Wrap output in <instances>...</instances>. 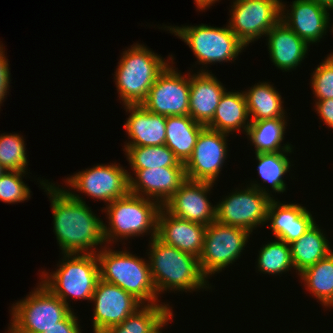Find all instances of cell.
I'll return each instance as SVG.
<instances>
[{"label": "cell", "mask_w": 333, "mask_h": 333, "mask_svg": "<svg viewBox=\"0 0 333 333\" xmlns=\"http://www.w3.org/2000/svg\"><path fill=\"white\" fill-rule=\"evenodd\" d=\"M39 183L51 202L53 232L61 253L96 254L101 250L106 245L104 221L94 214L81 195L69 194L64 187L46 179H40Z\"/></svg>", "instance_id": "1"}, {"label": "cell", "mask_w": 333, "mask_h": 333, "mask_svg": "<svg viewBox=\"0 0 333 333\" xmlns=\"http://www.w3.org/2000/svg\"><path fill=\"white\" fill-rule=\"evenodd\" d=\"M150 271L158 297L170 291L194 292L211 288L203 275L199 258L167 245L157 237L149 240Z\"/></svg>", "instance_id": "2"}, {"label": "cell", "mask_w": 333, "mask_h": 333, "mask_svg": "<svg viewBox=\"0 0 333 333\" xmlns=\"http://www.w3.org/2000/svg\"><path fill=\"white\" fill-rule=\"evenodd\" d=\"M147 46L134 43L121 54L114 79L119 99L124 105H139L147 97L158 76L171 64Z\"/></svg>", "instance_id": "3"}, {"label": "cell", "mask_w": 333, "mask_h": 333, "mask_svg": "<svg viewBox=\"0 0 333 333\" xmlns=\"http://www.w3.org/2000/svg\"><path fill=\"white\" fill-rule=\"evenodd\" d=\"M96 255L101 280L121 287L142 304H161L148 259L137 256L126 248L117 251L108 245Z\"/></svg>", "instance_id": "4"}, {"label": "cell", "mask_w": 333, "mask_h": 333, "mask_svg": "<svg viewBox=\"0 0 333 333\" xmlns=\"http://www.w3.org/2000/svg\"><path fill=\"white\" fill-rule=\"evenodd\" d=\"M161 205L148 198L132 193L113 200L103 211L108 225L103 223L104 240L108 246L128 238L157 235V218ZM119 240V241H118Z\"/></svg>", "instance_id": "5"}, {"label": "cell", "mask_w": 333, "mask_h": 333, "mask_svg": "<svg viewBox=\"0 0 333 333\" xmlns=\"http://www.w3.org/2000/svg\"><path fill=\"white\" fill-rule=\"evenodd\" d=\"M62 255L56 271H41L40 282L72 309L70 299L91 301L100 280L99 263L96 254Z\"/></svg>", "instance_id": "6"}, {"label": "cell", "mask_w": 333, "mask_h": 333, "mask_svg": "<svg viewBox=\"0 0 333 333\" xmlns=\"http://www.w3.org/2000/svg\"><path fill=\"white\" fill-rule=\"evenodd\" d=\"M163 26L164 30L167 29L166 31L182 39L193 51L197 58L195 68L197 64L204 67H200L197 72H210L206 66L209 64L235 62L238 55L247 48L231 31L229 25L214 27L202 23L195 26Z\"/></svg>", "instance_id": "7"}, {"label": "cell", "mask_w": 333, "mask_h": 333, "mask_svg": "<svg viewBox=\"0 0 333 333\" xmlns=\"http://www.w3.org/2000/svg\"><path fill=\"white\" fill-rule=\"evenodd\" d=\"M37 284L24 299L12 304L8 333H43L73 310L40 281Z\"/></svg>", "instance_id": "8"}, {"label": "cell", "mask_w": 333, "mask_h": 333, "mask_svg": "<svg viewBox=\"0 0 333 333\" xmlns=\"http://www.w3.org/2000/svg\"><path fill=\"white\" fill-rule=\"evenodd\" d=\"M250 235L243 228L211 222L206 227L203 250L199 257L203 275L210 279L234 264L245 250Z\"/></svg>", "instance_id": "9"}, {"label": "cell", "mask_w": 333, "mask_h": 333, "mask_svg": "<svg viewBox=\"0 0 333 333\" xmlns=\"http://www.w3.org/2000/svg\"><path fill=\"white\" fill-rule=\"evenodd\" d=\"M128 173V170L116 162L114 164H97L68 176L63 182L69 188L65 187L64 189L69 194L84 193L93 199L107 202L106 205H108L113 200L129 193Z\"/></svg>", "instance_id": "10"}, {"label": "cell", "mask_w": 333, "mask_h": 333, "mask_svg": "<svg viewBox=\"0 0 333 333\" xmlns=\"http://www.w3.org/2000/svg\"><path fill=\"white\" fill-rule=\"evenodd\" d=\"M234 190L215 204L216 221L243 228L253 234L257 227L266 225L267 211L272 199L249 185Z\"/></svg>", "instance_id": "11"}, {"label": "cell", "mask_w": 333, "mask_h": 333, "mask_svg": "<svg viewBox=\"0 0 333 333\" xmlns=\"http://www.w3.org/2000/svg\"><path fill=\"white\" fill-rule=\"evenodd\" d=\"M281 2L282 0H233L228 23L231 31L246 47L265 37L281 19Z\"/></svg>", "instance_id": "12"}, {"label": "cell", "mask_w": 333, "mask_h": 333, "mask_svg": "<svg viewBox=\"0 0 333 333\" xmlns=\"http://www.w3.org/2000/svg\"><path fill=\"white\" fill-rule=\"evenodd\" d=\"M173 64L158 76L141 105L163 116L189 115L190 72L183 75Z\"/></svg>", "instance_id": "13"}, {"label": "cell", "mask_w": 333, "mask_h": 333, "mask_svg": "<svg viewBox=\"0 0 333 333\" xmlns=\"http://www.w3.org/2000/svg\"><path fill=\"white\" fill-rule=\"evenodd\" d=\"M229 134L204 127L184 164L186 179L216 183L228 156Z\"/></svg>", "instance_id": "14"}, {"label": "cell", "mask_w": 333, "mask_h": 333, "mask_svg": "<svg viewBox=\"0 0 333 333\" xmlns=\"http://www.w3.org/2000/svg\"><path fill=\"white\" fill-rule=\"evenodd\" d=\"M90 302L94 303L93 333L121 324L143 304L121 287L99 280Z\"/></svg>", "instance_id": "15"}, {"label": "cell", "mask_w": 333, "mask_h": 333, "mask_svg": "<svg viewBox=\"0 0 333 333\" xmlns=\"http://www.w3.org/2000/svg\"><path fill=\"white\" fill-rule=\"evenodd\" d=\"M214 185L186 179L163 207L175 217L208 226L216 221V205L208 198Z\"/></svg>", "instance_id": "16"}, {"label": "cell", "mask_w": 333, "mask_h": 333, "mask_svg": "<svg viewBox=\"0 0 333 333\" xmlns=\"http://www.w3.org/2000/svg\"><path fill=\"white\" fill-rule=\"evenodd\" d=\"M129 176V193L152 199L161 206L173 196L186 180L185 167H158L132 169Z\"/></svg>", "instance_id": "17"}, {"label": "cell", "mask_w": 333, "mask_h": 333, "mask_svg": "<svg viewBox=\"0 0 333 333\" xmlns=\"http://www.w3.org/2000/svg\"><path fill=\"white\" fill-rule=\"evenodd\" d=\"M291 3L289 9L281 2V20L308 45L320 42L329 28V10L314 0Z\"/></svg>", "instance_id": "18"}, {"label": "cell", "mask_w": 333, "mask_h": 333, "mask_svg": "<svg viewBox=\"0 0 333 333\" xmlns=\"http://www.w3.org/2000/svg\"><path fill=\"white\" fill-rule=\"evenodd\" d=\"M206 227L175 217L162 206L157 218L156 237L167 245L199 258L203 250Z\"/></svg>", "instance_id": "19"}, {"label": "cell", "mask_w": 333, "mask_h": 333, "mask_svg": "<svg viewBox=\"0 0 333 333\" xmlns=\"http://www.w3.org/2000/svg\"><path fill=\"white\" fill-rule=\"evenodd\" d=\"M315 222L311 212L302 204L282 203L275 198L269 203L266 223L274 237L287 244L299 239Z\"/></svg>", "instance_id": "20"}, {"label": "cell", "mask_w": 333, "mask_h": 333, "mask_svg": "<svg viewBox=\"0 0 333 333\" xmlns=\"http://www.w3.org/2000/svg\"><path fill=\"white\" fill-rule=\"evenodd\" d=\"M270 59L279 70H296L307 57L309 45L281 19L266 34Z\"/></svg>", "instance_id": "21"}, {"label": "cell", "mask_w": 333, "mask_h": 333, "mask_svg": "<svg viewBox=\"0 0 333 333\" xmlns=\"http://www.w3.org/2000/svg\"><path fill=\"white\" fill-rule=\"evenodd\" d=\"M129 113L123 128L128 135L124 146L165 145L167 116L152 113L141 104L124 105Z\"/></svg>", "instance_id": "22"}, {"label": "cell", "mask_w": 333, "mask_h": 333, "mask_svg": "<svg viewBox=\"0 0 333 333\" xmlns=\"http://www.w3.org/2000/svg\"><path fill=\"white\" fill-rule=\"evenodd\" d=\"M226 90L212 72L190 73L189 116L206 127Z\"/></svg>", "instance_id": "23"}, {"label": "cell", "mask_w": 333, "mask_h": 333, "mask_svg": "<svg viewBox=\"0 0 333 333\" xmlns=\"http://www.w3.org/2000/svg\"><path fill=\"white\" fill-rule=\"evenodd\" d=\"M250 123L244 92L226 90L212 121L206 127L226 134H233L236 131L247 134Z\"/></svg>", "instance_id": "24"}, {"label": "cell", "mask_w": 333, "mask_h": 333, "mask_svg": "<svg viewBox=\"0 0 333 333\" xmlns=\"http://www.w3.org/2000/svg\"><path fill=\"white\" fill-rule=\"evenodd\" d=\"M293 151H281V152H268V153H256L255 159L257 163V172L260 176L261 183L258 181H251L247 184L253 188L258 189L260 192L268 195L271 199H274L272 192L284 193L287 189V184L284 179V175L290 172L292 161L287 157ZM268 184V187L263 185ZM270 184V187H269ZM267 187V188H266ZM271 191H270V189Z\"/></svg>", "instance_id": "25"}, {"label": "cell", "mask_w": 333, "mask_h": 333, "mask_svg": "<svg viewBox=\"0 0 333 333\" xmlns=\"http://www.w3.org/2000/svg\"><path fill=\"white\" fill-rule=\"evenodd\" d=\"M326 235L315 222L299 239L289 244L297 275L333 251Z\"/></svg>", "instance_id": "26"}, {"label": "cell", "mask_w": 333, "mask_h": 333, "mask_svg": "<svg viewBox=\"0 0 333 333\" xmlns=\"http://www.w3.org/2000/svg\"><path fill=\"white\" fill-rule=\"evenodd\" d=\"M248 89V90H247ZM244 92L250 121L287 118L281 93L268 81L255 83Z\"/></svg>", "instance_id": "27"}, {"label": "cell", "mask_w": 333, "mask_h": 333, "mask_svg": "<svg viewBox=\"0 0 333 333\" xmlns=\"http://www.w3.org/2000/svg\"><path fill=\"white\" fill-rule=\"evenodd\" d=\"M204 127L189 115L167 116L165 145L185 164L191 157L200 131Z\"/></svg>", "instance_id": "28"}, {"label": "cell", "mask_w": 333, "mask_h": 333, "mask_svg": "<svg viewBox=\"0 0 333 333\" xmlns=\"http://www.w3.org/2000/svg\"><path fill=\"white\" fill-rule=\"evenodd\" d=\"M143 304L134 313L130 314L121 324L112 326L102 333H155L172 316L169 303Z\"/></svg>", "instance_id": "29"}, {"label": "cell", "mask_w": 333, "mask_h": 333, "mask_svg": "<svg viewBox=\"0 0 333 333\" xmlns=\"http://www.w3.org/2000/svg\"><path fill=\"white\" fill-rule=\"evenodd\" d=\"M287 119L275 118L251 121L246 136L251 145L255 147V154L293 151L294 147L291 143H283L286 126H288Z\"/></svg>", "instance_id": "30"}, {"label": "cell", "mask_w": 333, "mask_h": 333, "mask_svg": "<svg viewBox=\"0 0 333 333\" xmlns=\"http://www.w3.org/2000/svg\"><path fill=\"white\" fill-rule=\"evenodd\" d=\"M298 276L317 302L333 308V251Z\"/></svg>", "instance_id": "31"}, {"label": "cell", "mask_w": 333, "mask_h": 333, "mask_svg": "<svg viewBox=\"0 0 333 333\" xmlns=\"http://www.w3.org/2000/svg\"><path fill=\"white\" fill-rule=\"evenodd\" d=\"M123 151L130 169H151L158 167H184L174 152L166 145L124 146Z\"/></svg>", "instance_id": "32"}, {"label": "cell", "mask_w": 333, "mask_h": 333, "mask_svg": "<svg viewBox=\"0 0 333 333\" xmlns=\"http://www.w3.org/2000/svg\"><path fill=\"white\" fill-rule=\"evenodd\" d=\"M256 260V270L263 274L276 276L295 269L290 245L280 239L262 245Z\"/></svg>", "instance_id": "33"}, {"label": "cell", "mask_w": 333, "mask_h": 333, "mask_svg": "<svg viewBox=\"0 0 333 333\" xmlns=\"http://www.w3.org/2000/svg\"><path fill=\"white\" fill-rule=\"evenodd\" d=\"M23 135L0 134V163L7 171L28 172L26 144Z\"/></svg>", "instance_id": "34"}, {"label": "cell", "mask_w": 333, "mask_h": 333, "mask_svg": "<svg viewBox=\"0 0 333 333\" xmlns=\"http://www.w3.org/2000/svg\"><path fill=\"white\" fill-rule=\"evenodd\" d=\"M30 172L6 171L0 177V201L17 204L31 198V189L24 183L23 178Z\"/></svg>", "instance_id": "35"}, {"label": "cell", "mask_w": 333, "mask_h": 333, "mask_svg": "<svg viewBox=\"0 0 333 333\" xmlns=\"http://www.w3.org/2000/svg\"><path fill=\"white\" fill-rule=\"evenodd\" d=\"M310 83L316 101L333 99V52L313 70Z\"/></svg>", "instance_id": "36"}, {"label": "cell", "mask_w": 333, "mask_h": 333, "mask_svg": "<svg viewBox=\"0 0 333 333\" xmlns=\"http://www.w3.org/2000/svg\"><path fill=\"white\" fill-rule=\"evenodd\" d=\"M5 48L0 41V109L4 99L9 94L11 73L8 58L5 56ZM8 93V94H7Z\"/></svg>", "instance_id": "37"}, {"label": "cell", "mask_w": 333, "mask_h": 333, "mask_svg": "<svg viewBox=\"0 0 333 333\" xmlns=\"http://www.w3.org/2000/svg\"><path fill=\"white\" fill-rule=\"evenodd\" d=\"M78 317L72 310L62 321L57 325L52 326L43 333H82Z\"/></svg>", "instance_id": "38"}, {"label": "cell", "mask_w": 333, "mask_h": 333, "mask_svg": "<svg viewBox=\"0 0 333 333\" xmlns=\"http://www.w3.org/2000/svg\"><path fill=\"white\" fill-rule=\"evenodd\" d=\"M315 108L320 120L333 130V99L315 101Z\"/></svg>", "instance_id": "39"}, {"label": "cell", "mask_w": 333, "mask_h": 333, "mask_svg": "<svg viewBox=\"0 0 333 333\" xmlns=\"http://www.w3.org/2000/svg\"><path fill=\"white\" fill-rule=\"evenodd\" d=\"M219 2V0H194L197 9L201 12L209 9L210 6Z\"/></svg>", "instance_id": "40"}, {"label": "cell", "mask_w": 333, "mask_h": 333, "mask_svg": "<svg viewBox=\"0 0 333 333\" xmlns=\"http://www.w3.org/2000/svg\"><path fill=\"white\" fill-rule=\"evenodd\" d=\"M314 1L327 9L333 7V0H314Z\"/></svg>", "instance_id": "41"}, {"label": "cell", "mask_w": 333, "mask_h": 333, "mask_svg": "<svg viewBox=\"0 0 333 333\" xmlns=\"http://www.w3.org/2000/svg\"><path fill=\"white\" fill-rule=\"evenodd\" d=\"M172 318H173V316L159 330H157V332H155V333H162L163 328H165L166 325L168 326V324H169V322H171L170 320Z\"/></svg>", "instance_id": "42"}, {"label": "cell", "mask_w": 333, "mask_h": 333, "mask_svg": "<svg viewBox=\"0 0 333 333\" xmlns=\"http://www.w3.org/2000/svg\"><path fill=\"white\" fill-rule=\"evenodd\" d=\"M328 10H329V11L332 10V12H333V7L329 8ZM330 17H331V15H330V12H329V29L331 28V29H330V30H331L330 32L333 33V23H332V26H331V23H330V22H331V21H330L331 19H330ZM330 26H331V27H330Z\"/></svg>", "instance_id": "43"}, {"label": "cell", "mask_w": 333, "mask_h": 333, "mask_svg": "<svg viewBox=\"0 0 333 333\" xmlns=\"http://www.w3.org/2000/svg\"><path fill=\"white\" fill-rule=\"evenodd\" d=\"M7 170L3 167V165L0 163V177L6 172Z\"/></svg>", "instance_id": "44"}]
</instances>
